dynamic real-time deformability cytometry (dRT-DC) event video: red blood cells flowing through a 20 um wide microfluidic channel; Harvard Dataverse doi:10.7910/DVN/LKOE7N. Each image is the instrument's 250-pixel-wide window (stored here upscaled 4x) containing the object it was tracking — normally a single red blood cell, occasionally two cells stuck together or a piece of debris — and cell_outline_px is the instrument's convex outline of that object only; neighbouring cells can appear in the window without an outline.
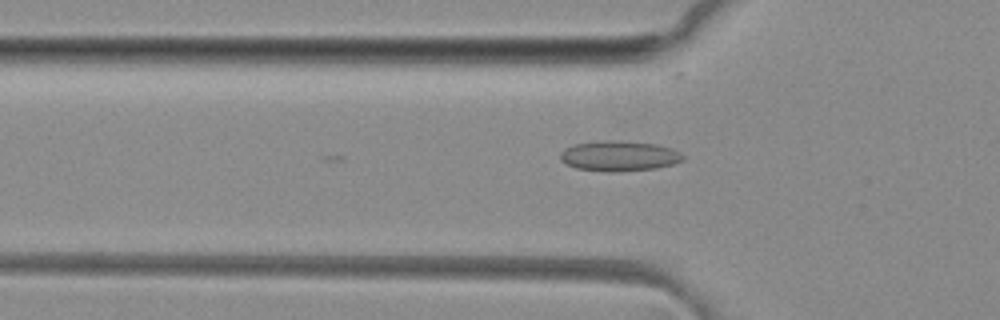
{"species": "common noctule bat (a hibernating species)", "species_latin": "Nyctalus noctula", "temperature_condition": "room temperature", "stored_images_in_passage": 5, "camera_frame_rate_fps": 3000, "um_per_image_px": 0.085, "animal": {"sex": "female", "body_mass_g": 29.2, "forearm_length_mm": 56.3}, "frame": {"image": 1, "passage_image": 2, "time_ms": 0.333, "image_size_px": [1000, 320], "cell_outline_px": [[684, 160], [672, 164], [656, 168], [612, 172], [608, 172], [576, 168], [560, 160], [560, 152], [564, 148], [576, 144], [600, 140], [620, 140], [656, 144], [672, 148], [680, 152], [684, 156]], "centroid_in_image_um": [52.63, 13.24], "position_along_channel_um": 73.2, "area_um2": 21.73}}
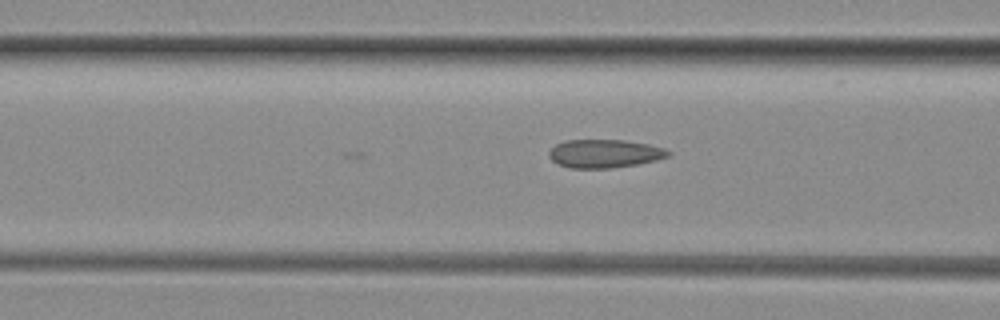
{"frame": {"image": 2, "passage_image": 5, "time_ms": 1.333, "image_size_px": [1000, 320], "cell_outline_px": [[672, 152], [668, 156], [656, 160], [636, 164], [608, 168], [568, 168], [556, 164], [548, 156], [548, 152], [556, 144], [564, 140], [624, 140], [648, 144], [664, 148]], "centroid_in_image_um": [51.35, 13.05], "position_along_channel_um": 115.3, "area_um2": 19.71}}